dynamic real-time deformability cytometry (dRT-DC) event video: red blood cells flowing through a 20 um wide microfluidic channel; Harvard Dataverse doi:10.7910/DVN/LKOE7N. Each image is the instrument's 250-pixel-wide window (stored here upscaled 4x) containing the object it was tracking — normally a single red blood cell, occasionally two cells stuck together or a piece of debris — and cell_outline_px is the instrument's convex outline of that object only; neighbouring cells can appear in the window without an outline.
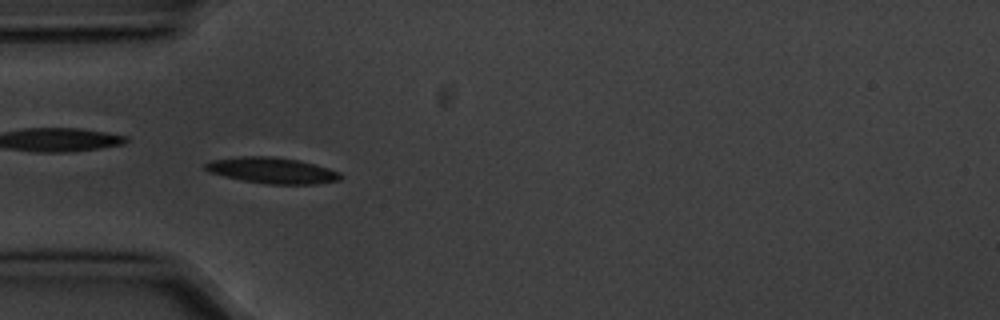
{"species": "common noctule bat (a hibernating species)", "species_latin": "Nyctalus noctula", "temperature_condition": "cold", "stored_images_in_passage": 7, "camera_frame_rate_fps": 3000, "um_per_image_px": 0.085, "animal": {"sex": "male", "body_mass_g": 20.1, "forearm_length_mm": 53.5}, "frame": {"image": 1, "passage_image": 6, "time_ms": 1.667, "image_size_px": [1000, 320], "cell_outline_px": [[344, 176], [340, 180], [316, 184], [268, 184], [244, 180], [224, 176], [208, 172], [204, 168], [204, 164], [212, 160], [236, 156], [272, 156], [296, 160], [316, 164], [340, 172]], "centroid_in_image_um": [23.14, 14.48], "position_along_channel_um": 61.9, "area_um2": 20.52}}